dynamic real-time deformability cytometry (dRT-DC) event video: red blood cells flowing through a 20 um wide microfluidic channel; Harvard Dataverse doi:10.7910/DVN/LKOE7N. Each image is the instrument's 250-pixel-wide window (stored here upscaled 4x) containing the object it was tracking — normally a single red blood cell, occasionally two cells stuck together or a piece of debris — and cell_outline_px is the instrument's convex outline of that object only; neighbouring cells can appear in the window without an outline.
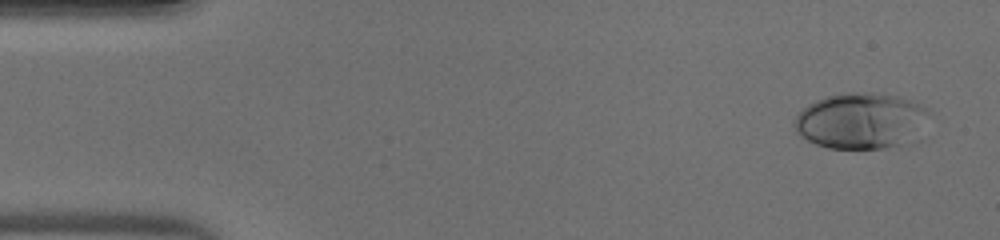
{"species": "human", "species_latin": "Homo sapiens", "temperature_condition": "warm", "stored_images_in_passage": 5, "camera_frame_rate_fps": 3000, "um_per_image_px": 0.085, "donor": {"sex": "male"}, "frame": {"image": 1, "passage_image": 2, "time_ms": 0.333, "image_size_px": [1000, 240], "cell_outline_px": [[928, 112], [900, 144], [884, 148], [828, 148], [816, 144], [800, 136], [796, 132], [796, 116], [808, 104], [816, 100], [828, 96], [856, 92], [872, 92], [900, 96], [928, 108]], "centroid_in_image_um": [73.04, 10.23], "position_along_channel_um": 12.0, "area_um2": 42.14}}